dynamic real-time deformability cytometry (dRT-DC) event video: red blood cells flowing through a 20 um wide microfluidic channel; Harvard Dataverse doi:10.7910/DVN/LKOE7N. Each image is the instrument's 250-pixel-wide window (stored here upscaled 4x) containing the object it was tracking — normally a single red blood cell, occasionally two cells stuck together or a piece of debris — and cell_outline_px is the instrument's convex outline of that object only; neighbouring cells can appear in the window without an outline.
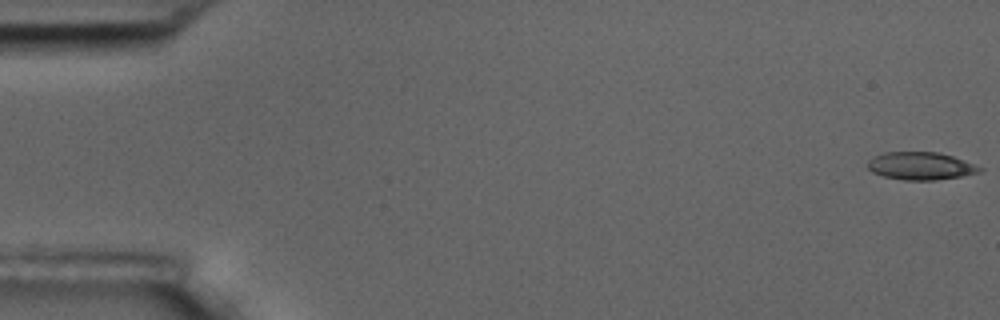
{"species": "common noctule bat (a hibernating species)", "species_latin": "Nyctalus noctula", "temperature_condition": "room temperature", "stored_images_in_passage": 10, "camera_frame_rate_fps": 3000, "um_per_image_px": 0.085, "animal": {"sex": "male", "body_mass_g": 17.5, "forearm_length_mm": 52.3}, "frame": {"image": 1, "passage_image": 1, "time_ms": 0.0, "image_size_px": [1000, 320], "cell_outline_px": [[984, 168], [980, 172], [960, 176], [936, 180], [904, 180], [884, 176], [872, 172], [868, 168], [868, 160], [884, 152], [936, 152], [952, 156]], "centroid_in_image_um": [78.25, 14.11], "position_along_channel_um": 6.8, "area_um2": 17.86}}
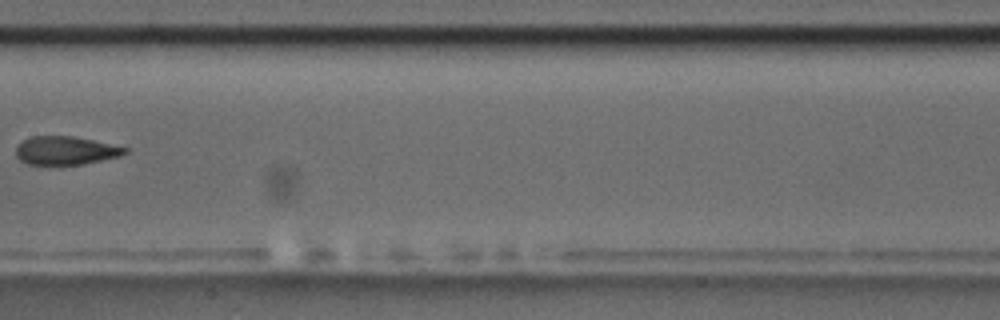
{"frame": {"image": 2, "passage_image": 9, "time_ms": 9.667, "image_size_px": [1000, 320], "cell_outline_px": [[128, 152], [120, 156], [84, 164], [28, 164], [20, 160], [16, 156], [16, 148], [24, 140], [32, 136], [72, 136], [92, 140], [128, 148]], "centroid_in_image_um": [5.58, 12.79], "position_along_channel_um": 201.8, "area_um2": 17.8}}
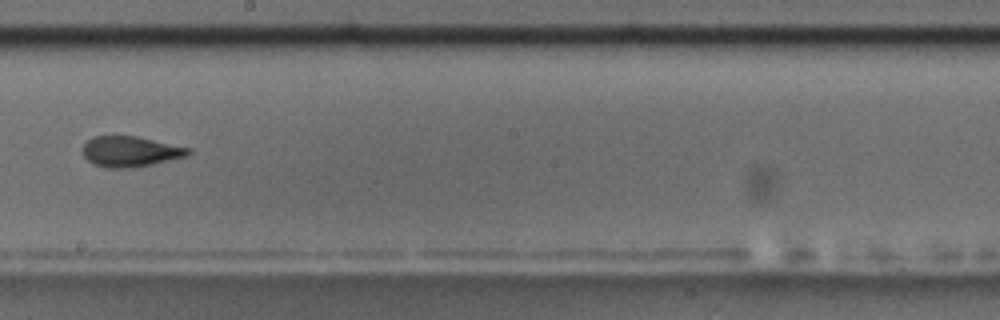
{"frame": {"image": 3, "passage_image": 10, "time_ms": 10.667, "image_size_px": [1000, 320], "cell_outline_px": [[192, 152], [188, 156], [152, 164], [128, 168], [104, 168], [88, 160], [84, 156], [80, 148], [92, 136], [136, 136], [192, 148]], "centroid_in_image_um": [11.08, 12.87], "position_along_channel_um": 237.1, "area_um2": 18.9}}